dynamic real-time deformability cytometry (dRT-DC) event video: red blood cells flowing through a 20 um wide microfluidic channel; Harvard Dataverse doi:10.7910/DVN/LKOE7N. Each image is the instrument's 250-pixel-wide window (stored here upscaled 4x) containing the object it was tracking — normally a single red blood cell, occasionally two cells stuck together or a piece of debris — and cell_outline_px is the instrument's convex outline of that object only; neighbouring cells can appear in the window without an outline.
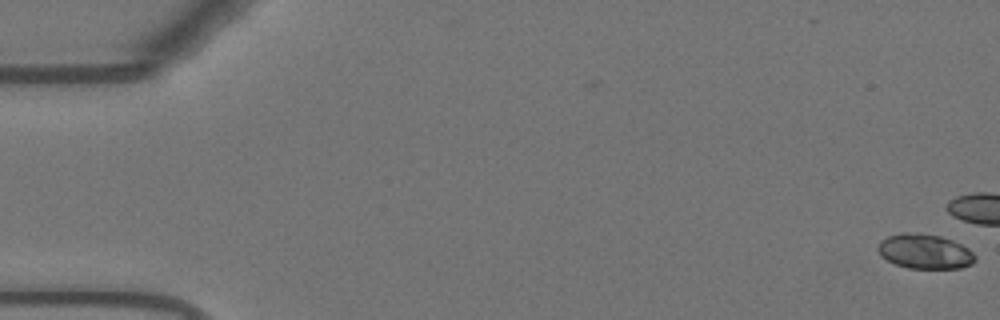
{"species": "Egyptian fruit bat (a non-hibernating species)", "species_latin": "Rousettus aegyptiacus", "temperature_condition": "warm", "stored_images_in_passage": 4, "camera_frame_rate_fps": 3000, "um_per_image_px": 0.085, "animal": {"sex": "female"}, "frame": {"image": 1, "passage_image": 4, "time_ms": 1.0, "image_size_px": [1000, 320], "cell_outline_px": [[976, 260], [972, 264], [960, 268], [908, 268], [896, 264], [880, 256], [876, 248], [880, 240], [888, 236], [904, 232], [920, 232], [940, 236], [952, 240], [968, 248], [976, 256]], "centroid_in_image_um": [78.59, 21.36], "position_along_channel_um": 6.4, "area_um2": 19.83}}